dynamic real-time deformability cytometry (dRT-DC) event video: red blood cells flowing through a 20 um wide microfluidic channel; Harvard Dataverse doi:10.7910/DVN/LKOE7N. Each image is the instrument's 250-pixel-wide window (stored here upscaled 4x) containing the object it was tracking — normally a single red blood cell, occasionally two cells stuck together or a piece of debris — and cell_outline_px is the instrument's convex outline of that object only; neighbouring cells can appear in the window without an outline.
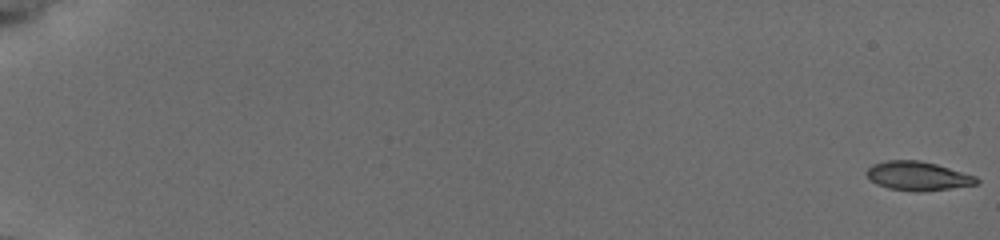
{"species": "common noctule bat (a hibernating species)", "species_latin": "Nyctalus noctula", "temperature_condition": "cold", "stored_images_in_passage": 57, "camera_frame_rate_fps": 3000, "um_per_image_px": 0.085, "animal": {"sex": "female", "body_mass_g": 19.5, "forearm_length_mm": 54.1}, "frame": {"image": 1, "passage_image": 1, "time_ms": 0.0, "image_size_px": [1000, 240], "cell_outline_px": [[980, 180], [976, 184], [920, 192], [916, 192], [888, 188], [876, 184], [864, 172], [872, 164], [884, 160], [920, 160], [936, 164], [976, 176]], "centroid_in_image_um": [77.98, 14.95], "position_along_channel_um": 7.0, "area_um2": 18.5}}
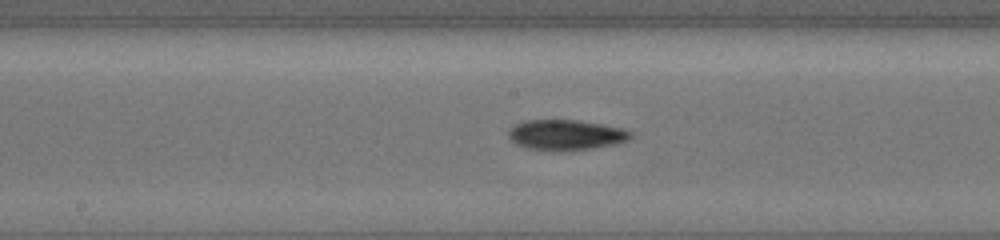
{"frame": {"image": 2, "passage_image": 33, "time_ms": 10.667, "image_size_px": [1000, 240], "cell_outline_px": [[632, 136], [628, 140], [616, 144], [592, 148], [564, 152], [552, 152], [528, 148], [516, 144], [508, 136], [508, 132], [516, 124], [524, 120], [576, 120], [600, 124], [620, 128], [632, 132]], "centroid_in_image_um": [48.09, 11.49], "position_along_channel_um": 200.1, "area_um2": 21.73}}
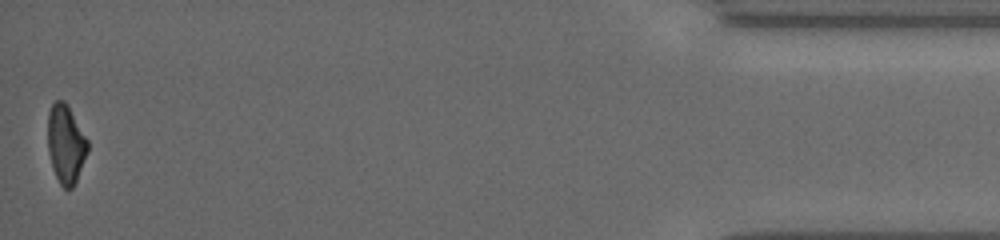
{"frame": {"image": 3, "passage_image": 57, "time_ms": 18.667, "image_size_px": [1000, 240], "cell_outline_px": [[88, 152], [76, 180], [72, 188], [64, 188], [60, 184], [52, 168], [48, 152], [48, 112], [52, 104], [56, 100], [64, 100], [88, 140]], "centroid_in_image_um": [5.58, 12.24], "position_along_channel_um": 429.6, "area_um2": 18.09}, "authors_computed_cell_mechanics": {"area_um2": 19.941, "velocity_mm_per_s": 3.7991, "shape_relaxation_time_tau1_ms": 2.7181, "shape_relaxation_time_tau2_ms": null, "deformation_change_tau1": 0.1378, "deformation_change_tau2": null}}